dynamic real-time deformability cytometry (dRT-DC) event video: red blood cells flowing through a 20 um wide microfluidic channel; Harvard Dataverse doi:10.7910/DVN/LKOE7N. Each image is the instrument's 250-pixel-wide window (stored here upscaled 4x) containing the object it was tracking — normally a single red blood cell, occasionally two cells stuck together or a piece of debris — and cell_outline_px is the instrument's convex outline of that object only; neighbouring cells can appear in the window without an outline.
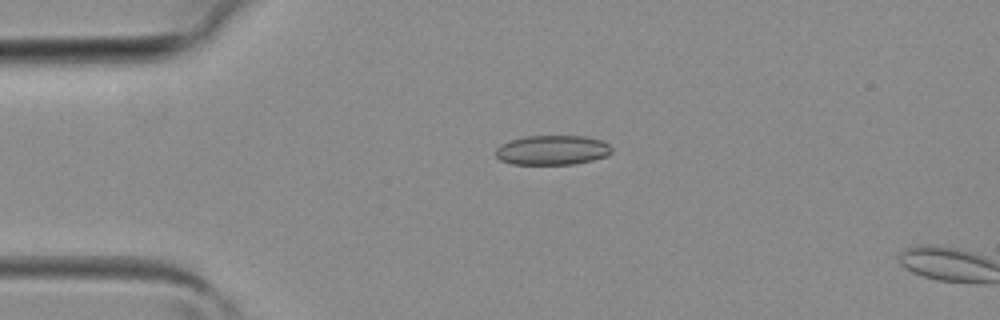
{"species": "common noctule bat (a hibernating species)", "species_latin": "Nyctalus noctula", "temperature_condition": "room temperature", "stored_images_in_passage": 3, "camera_frame_rate_fps": 3000, "um_per_image_px": 0.085, "animal": {"sex": "female", "body_mass_g": 19.3, "forearm_length_mm": 54.1}, "frame": {"image": 1, "passage_image": 2, "time_ms": 0.333, "image_size_px": [1000, 320], "cell_outline_px": [[612, 152], [608, 156], [592, 160], [572, 164], [512, 164], [500, 160], [496, 156], [496, 148], [500, 144], [524, 136], [584, 136], [604, 140], [612, 148]], "centroid_in_image_um": [46.97, 12.75], "position_along_channel_um": 38.0, "area_um2": 20.11}}